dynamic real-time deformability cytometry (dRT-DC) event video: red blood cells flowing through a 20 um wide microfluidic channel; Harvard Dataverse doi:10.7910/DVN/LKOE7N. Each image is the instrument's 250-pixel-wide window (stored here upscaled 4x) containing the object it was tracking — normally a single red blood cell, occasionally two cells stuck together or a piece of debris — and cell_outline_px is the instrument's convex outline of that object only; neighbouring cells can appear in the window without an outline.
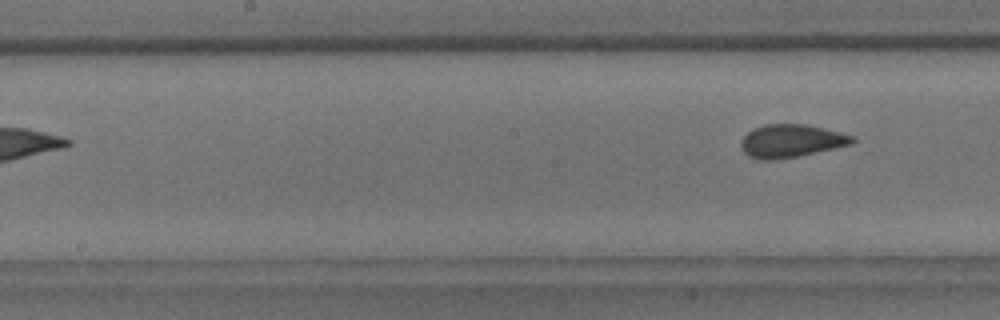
{"species": "common noctule bat (a hibernating species)", "species_latin": "Nyctalus noctula", "temperature_condition": "room temperature", "stored_images_in_passage": 6, "camera_frame_rate_fps": 3000, "um_per_image_px": 0.085, "animal": {"sex": "male", "body_mass_g": 18.8}, "frame": {"image": 1, "passage_image": 6, "time_ms": 6.0, "image_size_px": [1000, 320], "cell_outline_px": [[856, 140], [852, 144], [796, 156], [772, 160], [760, 160], [748, 156], [740, 148], [740, 140], [748, 132], [764, 124], [804, 124], [824, 128], [856, 136]], "centroid_in_image_um": [67.23, 11.97], "position_along_channel_um": 181.0, "area_um2": 21.33}}